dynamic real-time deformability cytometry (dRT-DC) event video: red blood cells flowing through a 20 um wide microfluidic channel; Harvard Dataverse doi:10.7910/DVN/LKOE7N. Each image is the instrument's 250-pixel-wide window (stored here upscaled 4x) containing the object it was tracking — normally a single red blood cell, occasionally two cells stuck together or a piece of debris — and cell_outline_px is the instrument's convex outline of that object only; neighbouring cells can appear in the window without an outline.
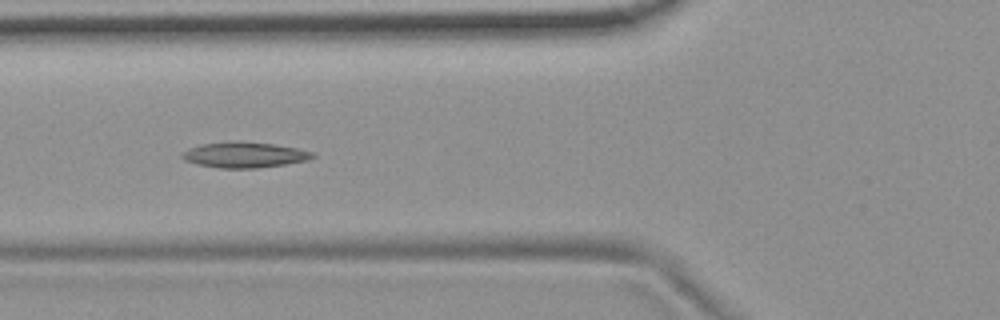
{"species": "common noctule bat (a hibernating species)", "species_latin": "Nyctalus noctula", "temperature_condition": "room temperature", "stored_images_in_passage": 55, "camera_frame_rate_fps": 3000, "um_per_image_px": 0.085, "animal": {"sex": "female", "body_mass_g": 19.9}, "frame": {"image": 1, "passage_image": 21, "time_ms": 6.667, "image_size_px": [1000, 320], "cell_outline_px": [[316, 156], [308, 160], [284, 164], [256, 168], [220, 168], [196, 164], [184, 160], [180, 156], [188, 148], [200, 144], [228, 140], [236, 140], [276, 144], [296, 148], [312, 152]], "centroid_in_image_um": [20.73, 13.14], "position_along_channel_um": 105.1, "area_um2": 19.71}}
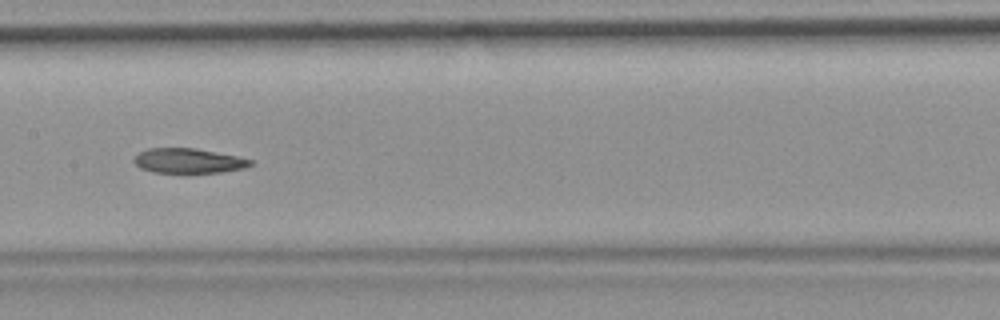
{"frame": {"image": 2, "passage_image": 28, "time_ms": 9.0, "image_size_px": [1000, 320], "cell_outline_px": [[252, 164], [244, 168], [220, 172], [152, 172], [140, 168], [132, 160], [140, 152], [148, 148], [196, 148], [236, 156], [252, 160]], "centroid_in_image_um": [15.99, 13.66], "position_along_channel_um": 191.4, "area_um2": 16.59}}
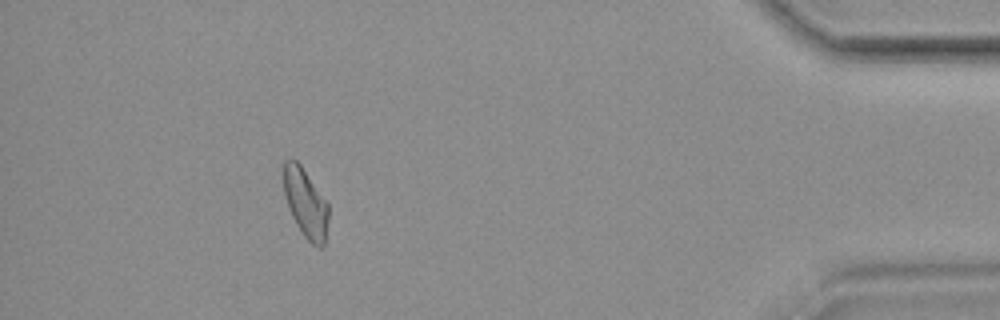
{"frame": {"image": 3, "passage_image": 50, "time_ms": 16.333, "image_size_px": [1000, 320], "cell_outline_px": [[328, 220], [324, 248], [316, 248], [304, 236], [296, 224], [292, 216], [284, 192], [284, 160], [296, 160], [300, 164], [328, 204]], "centroid_in_image_um": [25.99, 17.31], "position_along_channel_um": 409.2, "area_um2": 17.74}, "authors_computed_cell_mechanics": {"area_um2": 18.8428, "velocity_mm_per_s": 3.7038, "shape_relaxation_time_tau1_ms": null, "shape_relaxation_time_tau2_ms": 5.1929, "deformation_change_tau1": null, "deformation_change_tau2": 0.0895}}